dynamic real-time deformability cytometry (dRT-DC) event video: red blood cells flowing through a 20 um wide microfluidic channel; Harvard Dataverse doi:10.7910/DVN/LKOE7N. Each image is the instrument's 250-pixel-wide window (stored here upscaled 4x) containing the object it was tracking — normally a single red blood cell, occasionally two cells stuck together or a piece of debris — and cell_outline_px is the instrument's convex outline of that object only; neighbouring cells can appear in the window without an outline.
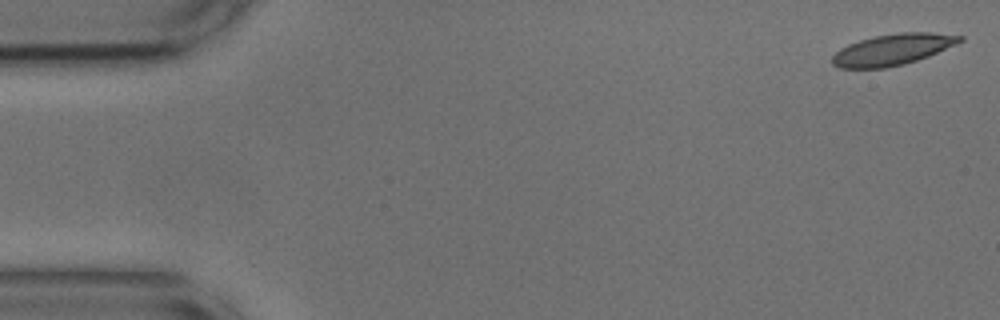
{"species": "common noctule bat (a hibernating species)", "species_latin": "Nyctalus noctula", "temperature_condition": "cold", "stored_images_in_passage": 54, "camera_frame_rate_fps": 3000, "um_per_image_px": 0.085, "animal": {"sex": "male", "body_mass_g": 17.9, "forearm_length_mm": 54.2}, "frame": {"image": 1, "passage_image": 1, "time_ms": 0.0, "image_size_px": [1000, 320], "cell_outline_px": [[964, 40], [956, 44], [928, 56], [904, 64], [884, 68], [840, 68], [832, 64], [832, 56], [840, 48], [848, 44], [860, 40], [876, 36], [900, 32], [932, 32], [964, 36]], "centroid_in_image_um": [75.87, 4.21], "position_along_channel_um": 9.1, "area_um2": 23.06}}
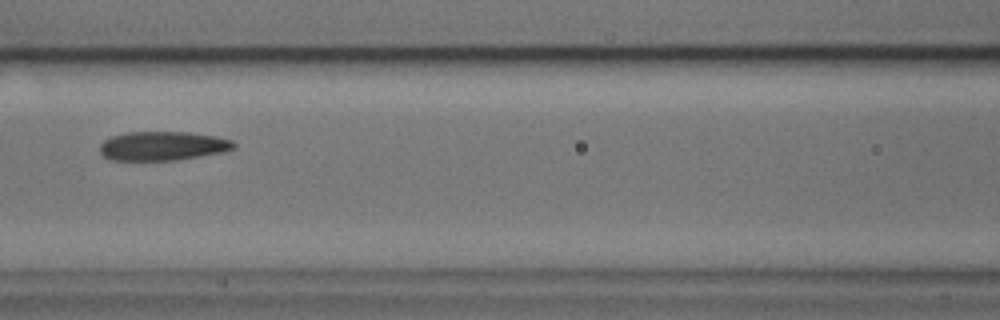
{"frame": {"image": 2, "passage_image": 23, "time_ms": 7.333, "image_size_px": [1000, 320], "cell_outline_px": [[236, 148], [224, 152], [176, 160], [112, 160], [104, 156], [100, 152], [100, 144], [104, 140], [112, 136], [128, 132], [188, 132], [216, 136], [232, 140], [236, 144]], "centroid_in_image_um": [13.86, 12.4], "position_along_channel_um": 152.7, "area_um2": 22.72}}
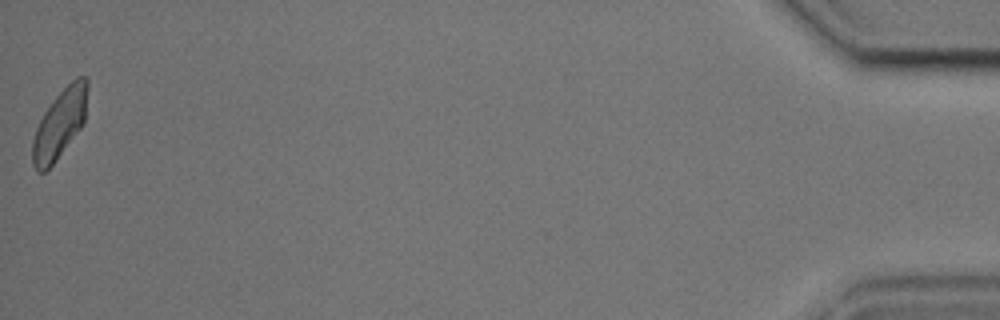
{"frame": {"image": 3, "passage_image": 54, "time_ms": 17.667, "image_size_px": [1000, 320], "cell_outline_px": [[88, 88], [84, 124], [56, 160], [44, 172], [36, 172], [32, 164], [32, 140], [36, 128], [44, 112], [56, 96], [76, 76], [88, 76]], "centroid_in_image_um": [5.09, 10.52], "position_along_channel_um": 430.1, "area_um2": 22.14}, "authors_computed_cell_mechanics": {"area_um2": 23.0333, "velocity_mm_per_s": 3.6326, "shape_relaxation_time_tau1_ms": 5.7418, "shape_relaxation_time_tau2_ms": 3.1479, "deformation_change_tau1": 0.1417, "deformation_change_tau2": 0.0851}}